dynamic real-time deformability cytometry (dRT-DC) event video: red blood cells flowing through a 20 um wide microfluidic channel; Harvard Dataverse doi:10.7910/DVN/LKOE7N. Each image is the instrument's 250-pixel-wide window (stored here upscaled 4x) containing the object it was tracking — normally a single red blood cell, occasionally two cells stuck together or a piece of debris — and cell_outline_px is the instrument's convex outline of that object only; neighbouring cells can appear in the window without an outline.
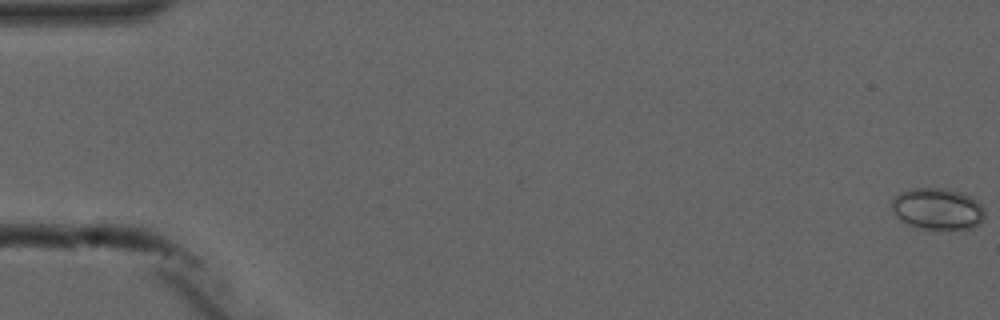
{"species": "common noctule bat (a hibernating species)", "species_latin": "Nyctalus noctula", "temperature_condition": "cold", "stored_images_in_passage": 4, "camera_frame_rate_fps": 3000, "um_per_image_px": 0.085, "animal": {"sex": "male", "forearm_length_mm": 52.5}, "frame": {"image": 1, "passage_image": 1, "time_ms": 0.0, "image_size_px": [1000, 320], "cell_outline_px": [[984, 216], [980, 224], [972, 228], [948, 232], [920, 228], [908, 224], [896, 216], [892, 208], [892, 200], [900, 192], [912, 188], [944, 188], [960, 192], [972, 196], [984, 208]], "centroid_in_image_um": [79.73, 17.79], "position_along_channel_um": 5.3, "area_um2": 23.06}}